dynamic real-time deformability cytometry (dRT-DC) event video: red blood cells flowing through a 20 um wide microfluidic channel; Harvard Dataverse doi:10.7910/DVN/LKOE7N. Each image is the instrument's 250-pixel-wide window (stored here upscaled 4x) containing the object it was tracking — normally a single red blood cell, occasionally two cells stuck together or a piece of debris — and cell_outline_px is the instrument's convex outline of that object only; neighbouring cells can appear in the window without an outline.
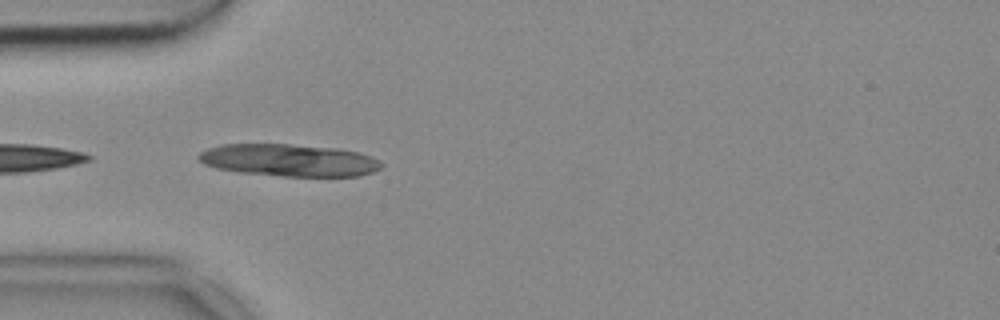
{"species": "common noctule bat (a hibernating species)", "species_latin": "Nyctalus noctula", "temperature_condition": "cold", "stored_images_in_passage": 9, "camera_frame_rate_fps": 3000, "um_per_image_px": 0.085, "animal": {"sex": "female", "body_mass_g": 18.4}, "frame": {"image": 1, "passage_image": 1, "time_ms": 0.0, "image_size_px": [1000, 320], "cell_outline_px": [[384, 164], [380, 168], [372, 172], [360, 176], [284, 176], [240, 172], [216, 168], [204, 164], [196, 156], [200, 152], [208, 148], [220, 144], [292, 144], [336, 148], [360, 152], [372, 156], [380, 160]], "centroid_in_image_um": [24.59, 13.61], "position_along_channel_um": 60.4, "area_um2": 34.51}}